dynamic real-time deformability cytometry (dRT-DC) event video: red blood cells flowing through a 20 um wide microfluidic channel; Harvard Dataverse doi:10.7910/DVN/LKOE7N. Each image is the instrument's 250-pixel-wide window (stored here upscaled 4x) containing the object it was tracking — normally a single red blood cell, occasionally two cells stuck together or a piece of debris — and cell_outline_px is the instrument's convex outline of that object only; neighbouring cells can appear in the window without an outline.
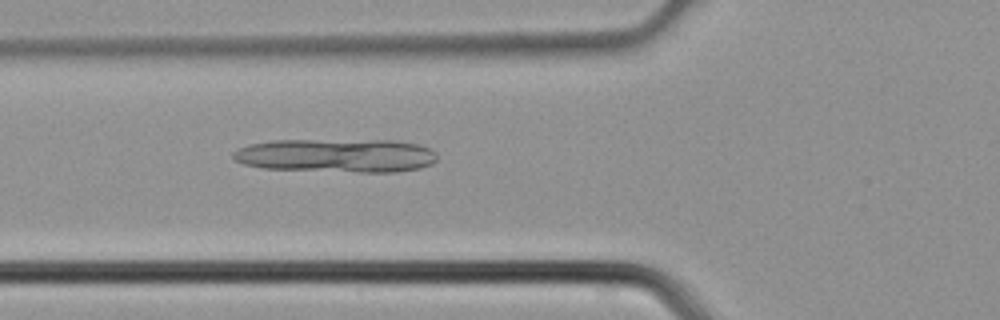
{"species": "common noctule bat (a hibernating species)", "species_latin": "Nyctalus noctula", "temperature_condition": "cold", "stored_images_in_passage": 3, "camera_frame_rate_fps": 3000, "um_per_image_px": 0.085, "animal": {"sex": "male", "body_mass_g": 21.5, "forearm_length_mm": 52.0}, "frame": {"image": 1, "passage_image": 3, "time_ms": 0.667, "image_size_px": [1000, 320], "cell_outline_px": [[436, 160], [432, 164], [420, 168], [396, 172], [360, 172], [264, 168], [244, 164], [236, 160], [232, 156], [232, 152], [248, 144], [272, 140], [392, 140], [416, 144], [428, 148], [436, 152]], "centroid_in_image_um": [28.6, 13.21], "position_along_channel_um": 97.2, "area_um2": 40.06}}